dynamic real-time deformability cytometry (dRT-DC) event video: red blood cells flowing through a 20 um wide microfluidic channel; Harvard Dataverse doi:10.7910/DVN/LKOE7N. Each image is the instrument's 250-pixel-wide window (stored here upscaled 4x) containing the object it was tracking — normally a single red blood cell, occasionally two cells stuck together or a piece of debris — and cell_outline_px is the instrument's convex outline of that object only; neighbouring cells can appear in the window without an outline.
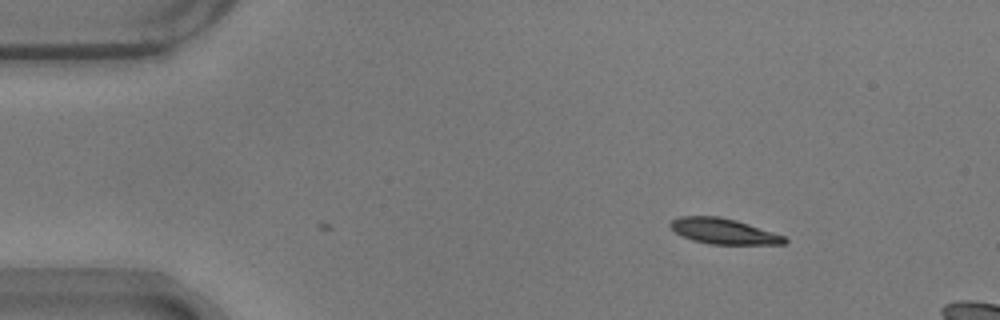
{"species": "common noctule bat (a hibernating species)", "species_latin": "Nyctalus noctula", "temperature_condition": "warm", "stored_images_in_passage": 14, "camera_frame_rate_fps": 3000, "um_per_image_px": 0.085, "animal": {"sex": "male", "body_mass_g": 17.9}, "frame": {"image": 1, "passage_image": 1, "time_ms": 0.0, "image_size_px": [1000, 320], "cell_outline_px": [[788, 240], [784, 244], [712, 244], [692, 240], [676, 232], [668, 224], [672, 220], [680, 216], [720, 216], [736, 220], [784, 236]], "centroid_in_image_um": [61.49, 19.65], "position_along_channel_um": 23.5, "area_um2": 16.76}}
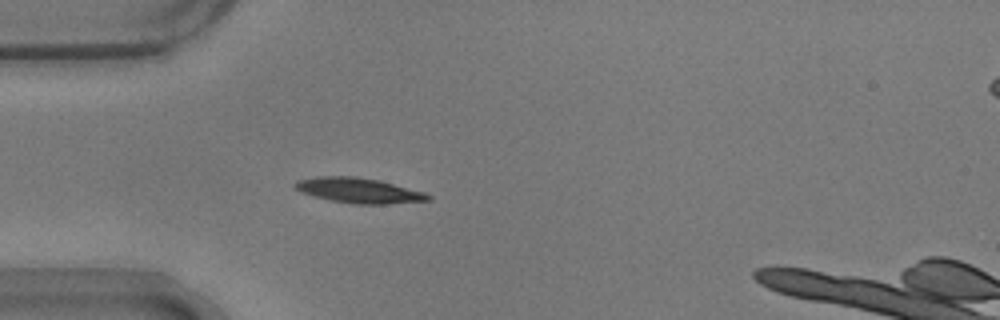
{"frame": {"image": 2, "passage_image": 9, "time_ms": 2.667, "image_size_px": [1000, 320], "cell_outline_px": [[432, 200], [384, 204], [356, 204], [332, 200], [300, 192], [292, 184], [296, 180], [316, 176], [356, 176], [380, 180], [424, 192], [432, 196]], "centroid_in_image_um": [30.5, 16.17], "position_along_channel_um": 54.5, "area_um2": 19.48}}